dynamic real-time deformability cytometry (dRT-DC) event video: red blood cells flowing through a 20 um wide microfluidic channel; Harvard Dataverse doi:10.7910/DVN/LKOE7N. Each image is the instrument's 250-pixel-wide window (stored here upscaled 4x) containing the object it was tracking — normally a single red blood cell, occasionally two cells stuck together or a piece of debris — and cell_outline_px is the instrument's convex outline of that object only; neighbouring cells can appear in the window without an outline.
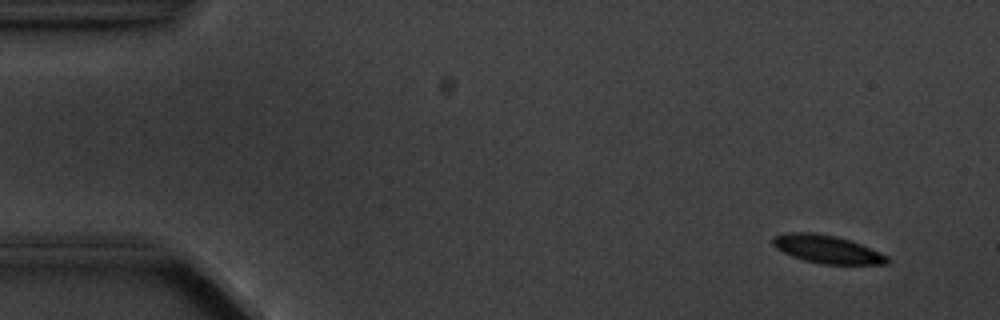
{"species": "common noctule bat (a hibernating species)", "species_latin": "Nyctalus noctula", "temperature_condition": "cold", "stored_images_in_passage": 5, "camera_frame_rate_fps": 3000, "um_per_image_px": 0.085, "animal": {"sex": "male", "body_mass_g": 20.1, "forearm_length_mm": 53.5}, "frame": {"image": 1, "passage_image": 1, "time_ms": 0.0, "image_size_px": [1000, 320], "cell_outline_px": [[892, 260], [888, 264], [820, 264], [804, 260], [792, 256], [776, 248], [772, 244], [772, 236], [788, 232], [812, 232], [836, 236], [860, 244], [880, 252], [888, 256]], "centroid_in_image_um": [70.3, 21.19], "position_along_channel_um": 14.7, "area_um2": 18.73}}